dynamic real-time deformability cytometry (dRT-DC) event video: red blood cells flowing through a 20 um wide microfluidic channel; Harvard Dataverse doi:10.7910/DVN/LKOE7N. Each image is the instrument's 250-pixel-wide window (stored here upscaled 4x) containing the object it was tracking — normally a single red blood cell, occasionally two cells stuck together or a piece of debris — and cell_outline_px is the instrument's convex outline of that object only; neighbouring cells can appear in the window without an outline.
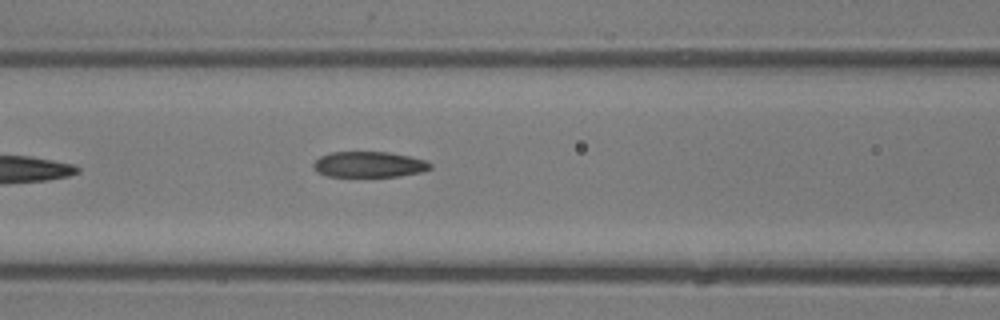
{"species": "common noctule bat (a hibernating species)", "species_latin": "Nyctalus noctula", "temperature_condition": "room temperature", "stored_images_in_passage": 5, "camera_frame_rate_fps": 3000, "um_per_image_px": 0.085, "animal": {"sex": "male", "body_mass_g": 13.3}, "frame": {"image": 1, "passage_image": 5, "time_ms": 5.667, "image_size_px": [1000, 320], "cell_outline_px": [[432, 168], [420, 172], [400, 176], [328, 176], [316, 172], [312, 168], [312, 164], [320, 156], [332, 152], [388, 152], [408, 156], [424, 160], [432, 164]], "centroid_in_image_um": [31.33, 13.98], "position_along_channel_um": 135.3, "area_um2": 17.46}}